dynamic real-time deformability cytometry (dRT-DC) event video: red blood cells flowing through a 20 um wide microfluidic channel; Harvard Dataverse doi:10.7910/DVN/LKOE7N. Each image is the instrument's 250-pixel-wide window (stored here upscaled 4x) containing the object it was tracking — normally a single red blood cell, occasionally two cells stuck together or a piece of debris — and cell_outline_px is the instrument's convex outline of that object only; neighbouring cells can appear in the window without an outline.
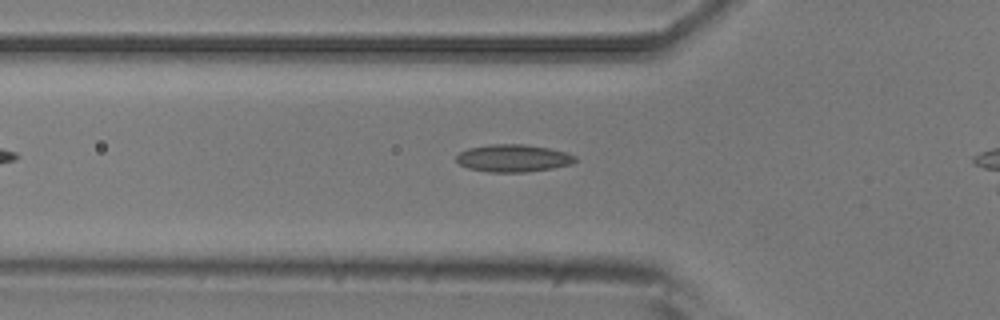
{"species": "common noctule bat (a hibernating species)", "species_latin": "Nyctalus noctula", "temperature_condition": "room temperature", "stored_images_in_passage": 38, "camera_frame_rate_fps": 3000, "um_per_image_px": 0.085, "animal": {"sex": "male", "body_mass_g": 20.5, "forearm_length_mm": 52.5}, "frame": {"image": 1, "passage_image": 10, "time_ms": 3.0, "image_size_px": [1000, 320], "cell_outline_px": [[576, 160], [572, 164], [552, 168], [524, 172], [488, 172], [468, 168], [460, 164], [456, 160], [456, 156], [460, 152], [468, 148], [492, 144], [524, 144], [548, 148], [564, 152], [576, 156]], "centroid_in_image_um": [43.61, 13.44], "position_along_channel_um": 82.2, "area_um2": 18.9}}
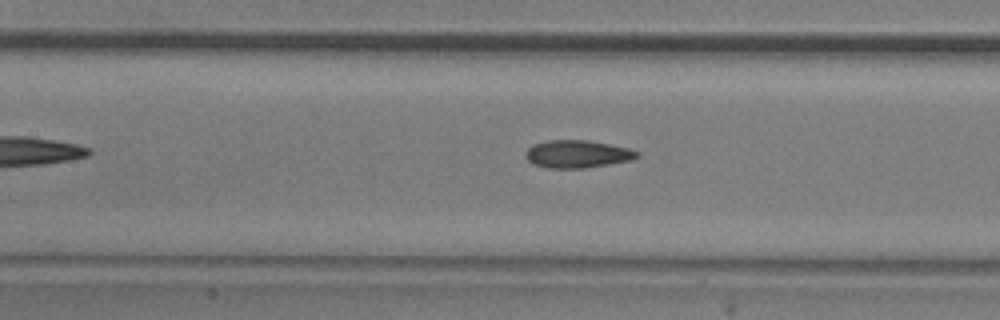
{"frame": {"image": 2, "passage_image": 16, "time_ms": 5.0, "image_size_px": [1000, 320], "cell_outline_px": [[640, 156], [632, 160], [584, 168], [548, 168], [532, 164], [524, 156], [528, 148], [532, 144], [548, 140], [588, 140], [628, 148], [640, 152]], "centroid_in_image_um": [49.06, 13.09], "position_along_channel_um": 158.3, "area_um2": 18.03}}
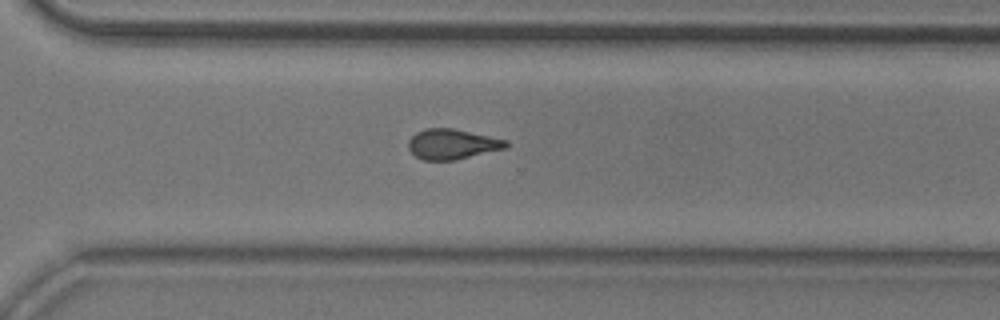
{"frame": {"image": 3, "passage_image": 30, "time_ms": 9.667, "image_size_px": [1000, 320], "cell_outline_px": [[508, 148], [452, 160], [424, 160], [416, 156], [408, 148], [408, 140], [416, 132], [424, 128], [452, 128], [508, 140]], "centroid_in_image_um": [38.43, 12.24], "position_along_channel_um": 332.2, "area_um2": 17.11}, "authors_computed_cell_mechanics": {"area_um2": 17.4845, "velocity_mm_per_s": 3.7381, "shape_relaxation_time_tau1_ms": null, "shape_relaxation_time_tau2_ms": 1.8652, "deformation_change_tau1": null, "deformation_change_tau2": 0.085}}